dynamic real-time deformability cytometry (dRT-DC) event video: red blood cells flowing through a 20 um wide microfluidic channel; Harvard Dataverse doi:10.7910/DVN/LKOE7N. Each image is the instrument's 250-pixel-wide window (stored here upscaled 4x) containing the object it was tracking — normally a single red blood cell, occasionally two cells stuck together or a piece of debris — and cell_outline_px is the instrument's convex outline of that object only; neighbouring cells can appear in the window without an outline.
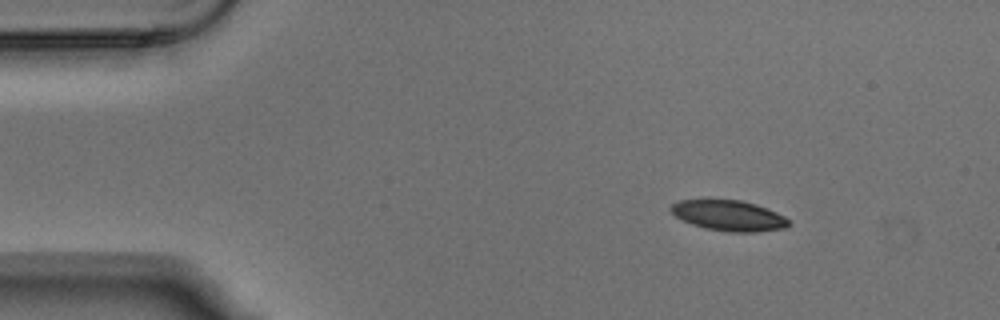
{"species": "Egyptian fruit bat (a non-hibernating species)", "species_latin": "Rousettus aegyptiacus", "temperature_condition": "warm", "stored_images_in_passage": 4, "segment_of_instrument_passage": [1, 2], "camera_frame_rate_fps": 3000, "um_per_image_px": 0.085, "animal": {"sex": "male"}, "frame": {"image": 1, "passage_image": 1, "time_ms": 0.0, "image_size_px": [1000, 320], "cell_outline_px": [[788, 224], [784, 228], [756, 232], [728, 232], [704, 228], [692, 224], [676, 216], [668, 208], [672, 204], [680, 200], [708, 196], [740, 200], [756, 204], [768, 208], [784, 216], [788, 220]], "centroid_in_image_um": [61.87, 18.27], "position_along_channel_um": 23.1, "area_um2": 21.68}}